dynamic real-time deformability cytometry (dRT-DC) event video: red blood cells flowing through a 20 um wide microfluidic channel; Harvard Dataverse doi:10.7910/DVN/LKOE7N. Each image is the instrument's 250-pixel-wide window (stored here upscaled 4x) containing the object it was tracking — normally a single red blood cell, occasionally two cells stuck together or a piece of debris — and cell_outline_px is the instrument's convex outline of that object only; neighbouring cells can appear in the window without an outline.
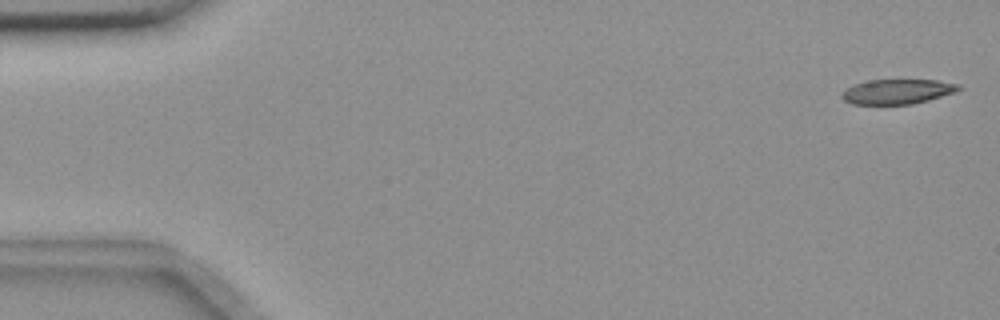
{"species": "common noctule bat (a hibernating species)", "species_latin": "Nyctalus noctula", "temperature_condition": "room temperature", "stored_images_in_passage": 15, "camera_frame_rate_fps": 3000, "um_per_image_px": 0.085, "animal": {"sex": "female", "body_mass_g": 18.4}, "frame": {"image": 1, "passage_image": 2, "time_ms": 0.333, "image_size_px": [1000, 320], "cell_outline_px": [[960, 88], [956, 92], [928, 100], [912, 104], [852, 104], [844, 100], [840, 96], [848, 88], [856, 84], [868, 80], [936, 80], [960, 84]], "centroid_in_image_um": [76.3, 7.78], "position_along_channel_um": 8.7, "area_um2": 16.7}}